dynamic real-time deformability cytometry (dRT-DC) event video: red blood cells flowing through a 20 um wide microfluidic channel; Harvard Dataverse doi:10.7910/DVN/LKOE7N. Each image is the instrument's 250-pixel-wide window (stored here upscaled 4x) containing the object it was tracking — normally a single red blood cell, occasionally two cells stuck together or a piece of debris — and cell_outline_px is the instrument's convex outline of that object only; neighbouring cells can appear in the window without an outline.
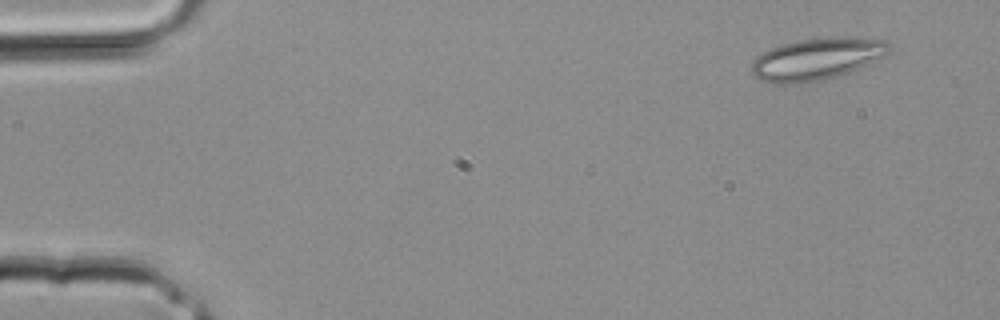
{"species": "common noctule bat (a hibernating species)", "species_latin": "Nyctalus noctula", "temperature_condition": "room temperature", "stored_images_in_passage": 2, "camera_frame_rate_fps": 3000, "um_per_image_px": 0.085, "animal": {"sex": "male", "body_mass_g": 20.4}, "frame": {"image": 1, "passage_image": 2, "time_ms": 0.333, "image_size_px": [1000, 320], "cell_outline_px": [[892, 48], [884, 56], [848, 72], [836, 76], [820, 80], [792, 84], [776, 84], [760, 80], [752, 76], [752, 64], [756, 56], [772, 48], [784, 44], [800, 40], [888, 40]], "centroid_in_image_um": [69.34, 5.08], "position_along_channel_um": 15.7, "area_um2": 32.08}}